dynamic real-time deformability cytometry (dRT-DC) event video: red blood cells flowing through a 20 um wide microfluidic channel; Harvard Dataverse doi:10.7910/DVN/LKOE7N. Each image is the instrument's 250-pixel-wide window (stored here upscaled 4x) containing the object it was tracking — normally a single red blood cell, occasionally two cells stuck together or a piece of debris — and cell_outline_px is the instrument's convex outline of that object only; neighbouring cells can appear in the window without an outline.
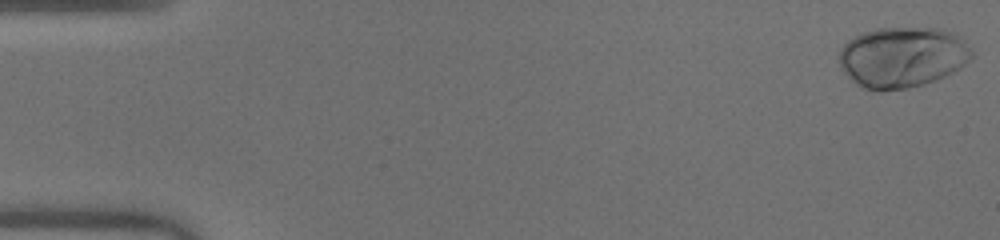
{"species": "human", "species_latin": "Homo sapiens", "temperature_condition": "warm", "stored_images_in_passage": 44, "camera_frame_rate_fps": 3000, "um_per_image_px": 0.085, "donor": {"sex": "male"}, "frame": {"image": 1, "passage_image": 1, "time_ms": 0.0, "image_size_px": [1000, 240], "cell_outline_px": [[976, 56], [960, 68], [936, 80], [924, 84], [908, 88], [880, 92], [864, 88], [856, 84], [840, 68], [840, 48], [848, 40], [860, 32], [876, 28], [940, 28], [956, 32], [964, 40]], "centroid_in_image_um": [76.72, 4.85], "position_along_channel_um": 8.3, "area_um2": 47.63}}
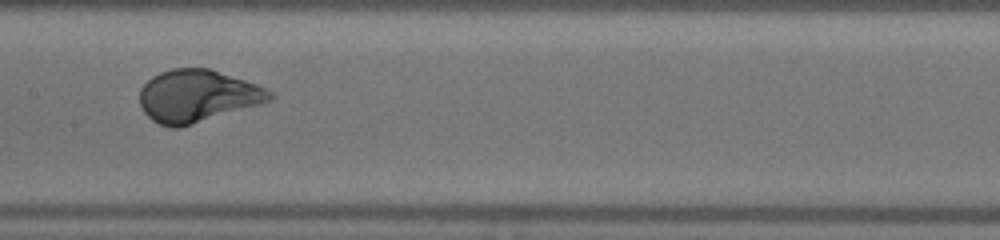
{"frame": {"image": 2, "passage_image": 26, "time_ms": 8.333, "image_size_px": [1000, 240], "cell_outline_px": [[276, 96], [272, 100], [260, 104], [180, 128], [172, 128], [160, 124], [152, 120], [144, 112], [140, 104], [140, 88], [152, 76], [160, 72], [172, 68], [208, 68], [256, 84], [272, 92]], "centroid_in_image_um": [16.77, 8.16], "position_along_channel_um": 190.6, "area_um2": 39.54}}
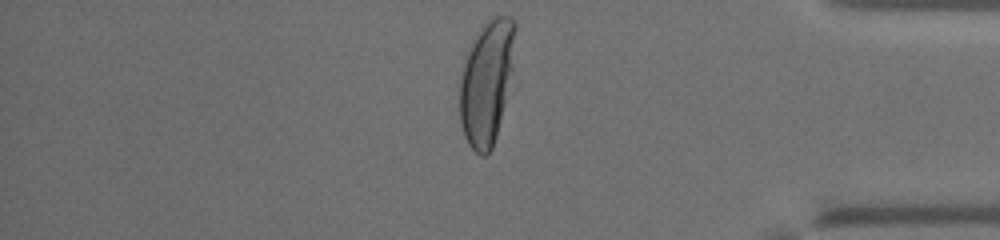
{"frame": {"image": 3, "passage_image": 43, "time_ms": 14.0, "image_size_px": [1000, 240], "cell_outline_px": [[516, 28], [512, 72], [496, 136], [492, 148], [484, 156], [480, 156], [468, 144], [464, 136], [460, 120], [460, 76], [464, 56], [472, 40], [480, 28], [492, 16], [508, 16], [516, 20]], "centroid_in_image_um": [41.35, 6.94], "position_along_channel_um": 393.9, "area_um2": 40.17}, "authors_computed_cell_mechanics": {"area_um2": 39.7664, "velocity_mm_per_s": 4.0219, "shape_relaxation_time_tau1_ms": 2.7238, "shape_relaxation_time_tau2_ms": null, "deformation_change_tau1": 0.1965, "deformation_change_tau2": null}}